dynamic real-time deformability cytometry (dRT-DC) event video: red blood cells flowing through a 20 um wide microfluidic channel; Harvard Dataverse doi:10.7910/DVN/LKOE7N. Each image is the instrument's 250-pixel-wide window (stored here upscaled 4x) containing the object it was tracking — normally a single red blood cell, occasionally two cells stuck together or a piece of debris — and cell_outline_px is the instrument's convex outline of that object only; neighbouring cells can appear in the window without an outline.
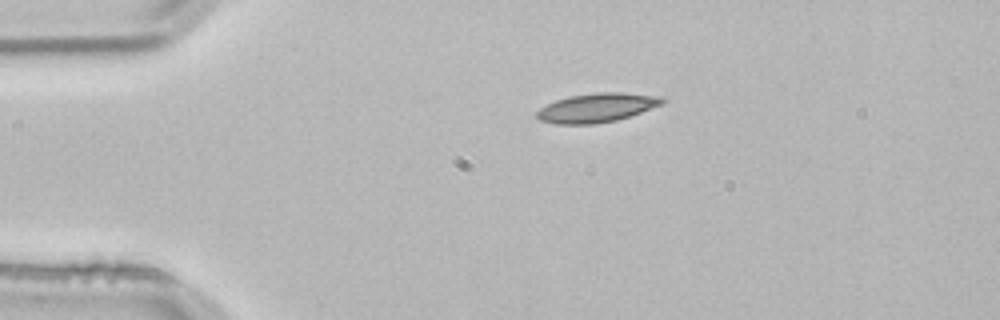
{"species": "common noctule bat (a hibernating species)", "species_latin": "Nyctalus noctula", "temperature_condition": "room temperature", "stored_images_in_passage": 2, "camera_frame_rate_fps": 3000, "um_per_image_px": 0.085, "animal": {"sex": "male", "body_mass_g": 21.5, "forearm_length_mm": 52.0}, "frame": {"image": 1, "passage_image": 1, "time_ms": 0.0, "image_size_px": [1000, 320], "cell_outline_px": [[668, 100], [664, 104], [616, 120], [596, 124], [556, 124], [540, 120], [536, 116], [536, 112], [540, 108], [556, 100], [568, 96], [596, 92], [620, 92], [664, 96]], "centroid_in_image_um": [50.77, 9.14], "position_along_channel_um": 34.2, "area_um2": 21.39}}